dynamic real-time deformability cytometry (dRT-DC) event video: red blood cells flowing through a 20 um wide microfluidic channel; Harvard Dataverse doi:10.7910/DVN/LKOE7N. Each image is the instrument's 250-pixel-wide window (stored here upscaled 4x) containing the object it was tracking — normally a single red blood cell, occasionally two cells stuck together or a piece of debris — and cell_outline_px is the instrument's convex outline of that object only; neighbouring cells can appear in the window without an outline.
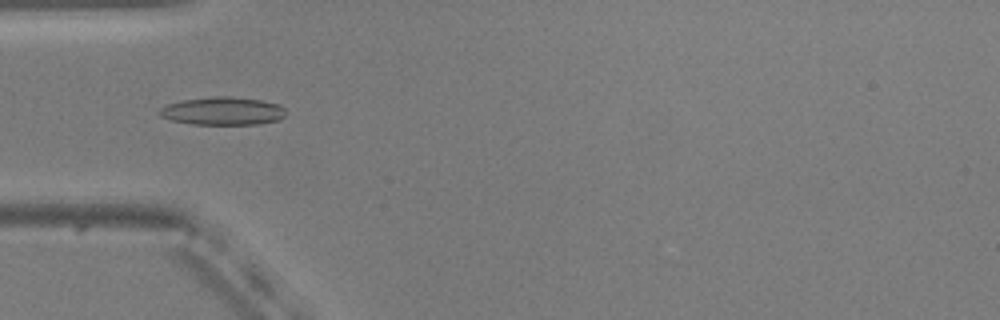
{"species": "common noctule bat (a hibernating species)", "species_latin": "Nyctalus noctula", "temperature_condition": "warm", "stored_images_in_passage": 54, "camera_frame_rate_fps": 3000, "um_per_image_px": 0.085, "animal": {"sex": "male", "body_mass_g": 20.5, "forearm_length_mm": 52.5}, "frame": {"image": 1, "passage_image": 17, "time_ms": 5.333, "image_size_px": [1000, 320], "cell_outline_px": [[284, 116], [276, 120], [256, 124], [192, 124], [172, 120], [160, 116], [156, 112], [164, 104], [180, 100], [216, 96], [232, 96], [260, 100], [280, 104], [284, 108]], "centroid_in_image_um": [18.86, 9.42], "position_along_channel_um": 66.1, "area_um2": 20.69}}
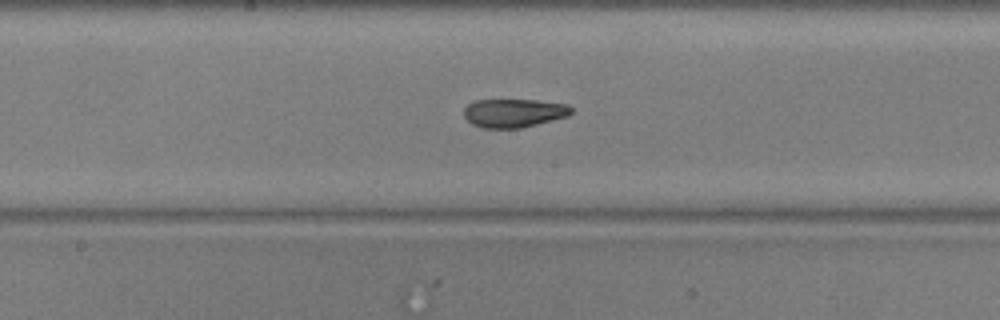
{"frame": {"image": 2, "passage_image": 28, "time_ms": 9.0, "image_size_px": [1000, 320], "cell_outline_px": [[572, 112], [568, 116], [520, 128], [484, 128], [472, 124], [464, 116], [464, 108], [468, 104], [476, 100], [536, 100], [568, 104], [572, 108]], "centroid_in_image_um": [43.68, 9.6], "position_along_channel_um": 204.5, "area_um2": 17.8}}
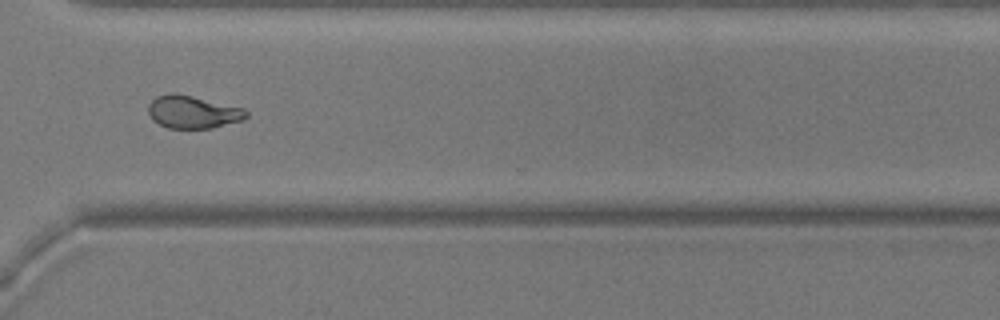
{"frame": {"image": 3, "passage_image": 40, "time_ms": 13.0, "image_size_px": [1000, 320], "cell_outline_px": [[248, 116], [244, 120], [212, 128], [168, 128], [152, 120], [148, 112], [148, 104], [156, 96], [168, 92], [176, 92], [244, 108], [248, 112]], "centroid_in_image_um": [16.38, 9.51], "position_along_channel_um": 354.2, "area_um2": 18.9}, "authors_computed_cell_mechanics": {"area_um2": 19.1318, "velocity_mm_per_s": 3.7541, "shape_relaxation_time_tau1_ms": null, "shape_relaxation_time_tau2_ms": 2.0442, "deformation_change_tau1": null, "deformation_change_tau2": 0.0963}}